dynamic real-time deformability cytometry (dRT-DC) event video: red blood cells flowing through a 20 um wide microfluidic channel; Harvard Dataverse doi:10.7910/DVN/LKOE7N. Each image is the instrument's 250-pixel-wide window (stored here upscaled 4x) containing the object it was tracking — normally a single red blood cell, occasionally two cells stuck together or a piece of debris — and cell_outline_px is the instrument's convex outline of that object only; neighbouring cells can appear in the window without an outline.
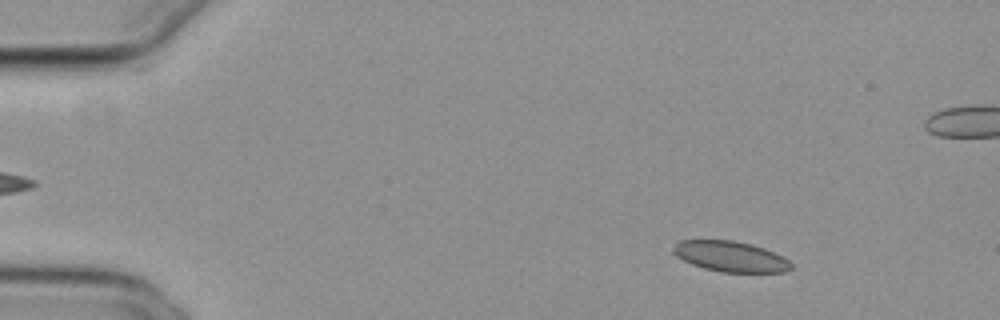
{"species": "common noctule bat (a hibernating species)", "species_latin": "Nyctalus noctula", "temperature_condition": "cold", "stored_images_in_passage": 55, "segment_of_instrument_passage": [1, 2], "camera_frame_rate_fps": 3000, "um_per_image_px": 0.085, "animal": {"sex": "female", "body_mass_g": 29.2, "forearm_length_mm": 56.3}, "frame": {"image": 1, "passage_image": 7, "time_ms": 2.0, "image_size_px": [1000, 320], "cell_outline_px": [[792, 268], [784, 272], [720, 272], [704, 268], [692, 264], [676, 256], [672, 252], [672, 248], [680, 240], [736, 240], [752, 244], [764, 248], [784, 256], [792, 264]], "centroid_in_image_um": [62.1, 21.79], "position_along_channel_um": 22.9, "area_um2": 21.1}}
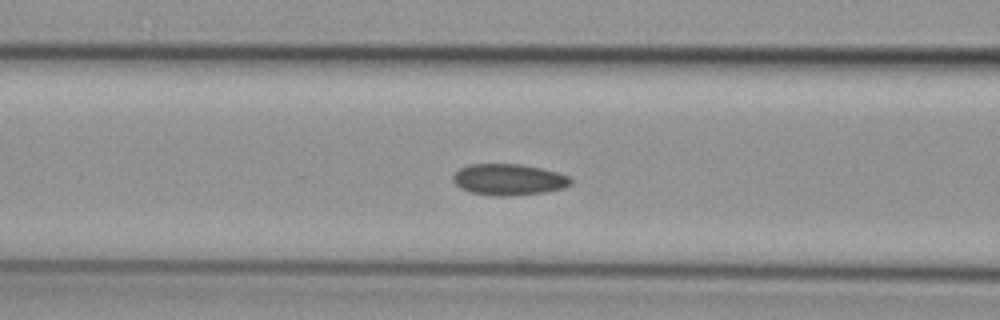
{"frame": {"image": 2, "passage_image": 22, "time_ms": 7.0, "image_size_px": [1000, 320], "cell_outline_px": [[572, 184], [564, 188], [544, 192], [512, 196], [496, 196], [472, 192], [460, 188], [452, 180], [452, 176], [460, 168], [468, 164], [520, 164], [540, 168], [556, 172], [568, 176], [572, 180]], "centroid_in_image_um": [43.23, 15.26], "position_along_channel_um": 123.4, "area_um2": 21.44}}
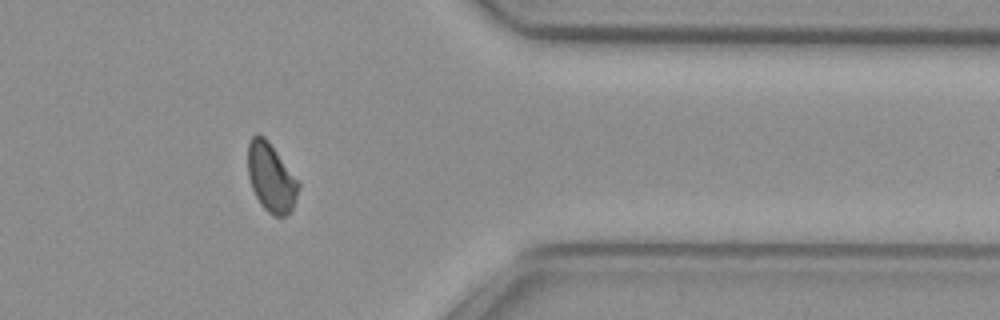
{"frame": {"image": 3, "passage_image": 44, "time_ms": 14.333, "image_size_px": [1000, 320], "cell_outline_px": [[300, 188], [292, 208], [284, 216], [272, 216], [260, 204], [252, 188], [248, 176], [248, 144], [252, 136], [256, 132], [264, 136], [268, 140], [300, 180]], "centroid_in_image_um": [23.06, 15.06], "position_along_channel_um": 388.3, "area_um2": 20.58}}